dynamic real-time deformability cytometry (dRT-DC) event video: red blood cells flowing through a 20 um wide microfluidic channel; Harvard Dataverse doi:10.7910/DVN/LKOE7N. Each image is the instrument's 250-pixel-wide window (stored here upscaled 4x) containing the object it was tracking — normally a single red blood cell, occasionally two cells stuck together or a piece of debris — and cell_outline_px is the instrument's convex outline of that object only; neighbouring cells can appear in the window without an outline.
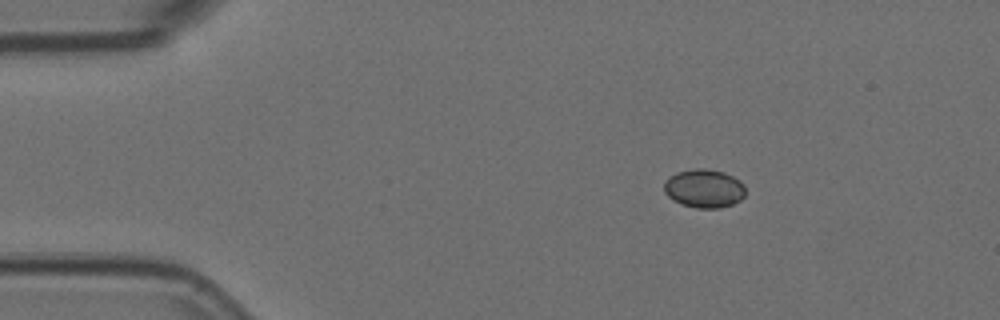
{"species": "Egyptian fruit bat (a non-hibernating species)", "species_latin": "Rousettus aegyptiacus", "temperature_condition": "room temperature", "stored_images_in_passage": 5, "camera_frame_rate_fps": 3000, "um_per_image_px": 0.085, "animal": {"sex": "female"}, "frame": {"image": 1, "passage_image": 3, "time_ms": 0.667, "image_size_px": [1000, 320], "cell_outline_px": [[744, 196], [740, 200], [732, 204], [720, 208], [696, 208], [680, 204], [672, 200], [664, 192], [664, 180], [668, 176], [676, 172], [696, 168], [704, 168], [724, 172], [740, 180], [744, 184]], "centroid_in_image_um": [59.82, 16.01], "position_along_channel_um": 25.2, "area_um2": 18.5}}